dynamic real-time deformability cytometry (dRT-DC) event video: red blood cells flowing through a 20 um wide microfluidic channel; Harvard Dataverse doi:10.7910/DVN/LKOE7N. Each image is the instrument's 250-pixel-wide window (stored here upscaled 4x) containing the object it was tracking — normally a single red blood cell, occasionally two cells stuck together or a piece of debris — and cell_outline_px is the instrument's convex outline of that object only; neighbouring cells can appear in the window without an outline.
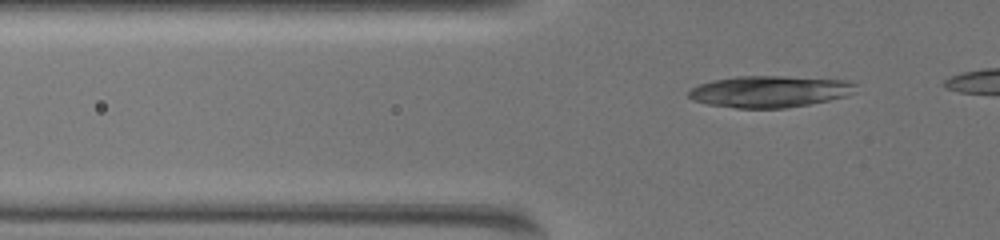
{"species": "common noctule bat (a hibernating species)", "species_latin": "Nyctalus noctula", "temperature_condition": "warm", "stored_images_in_passage": 38, "camera_frame_rate_fps": 3000, "um_per_image_px": 0.085, "animal": {"sex": "female", "body_mass_g": 19.5, "forearm_length_mm": 54.1}, "frame": {"image": 1, "passage_image": 6, "time_ms": 1.667, "image_size_px": [1000, 240], "cell_outline_px": [[856, 92], [848, 96], [808, 104], [784, 108], [736, 108], [708, 104], [692, 100], [688, 96], [688, 92], [692, 88], [700, 84], [712, 80], [736, 76], [784, 76], [848, 80], [856, 84]], "centroid_in_image_um": [65.44, 7.77], "position_along_channel_um": 60.4, "area_um2": 30.87}}